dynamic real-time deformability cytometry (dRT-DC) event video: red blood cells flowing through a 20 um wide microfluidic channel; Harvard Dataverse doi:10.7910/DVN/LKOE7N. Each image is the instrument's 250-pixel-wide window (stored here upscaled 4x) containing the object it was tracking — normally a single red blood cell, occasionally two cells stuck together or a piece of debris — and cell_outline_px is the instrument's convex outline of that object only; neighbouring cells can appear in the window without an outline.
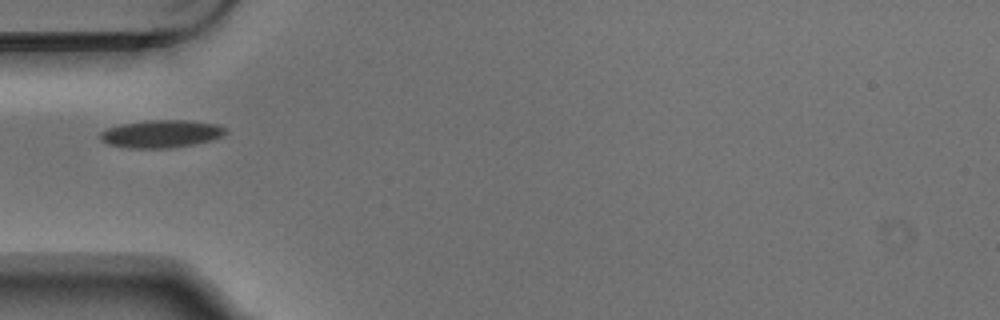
{"species": "Egyptian fruit bat (a non-hibernating species)", "species_latin": "Rousettus aegyptiacus", "temperature_condition": "warm", "stored_images_in_passage": 1, "camera_frame_rate_fps": 3000, "um_per_image_px": 0.085, "animal": {"sex": "male"}, "frame": {"image": 1, "passage_image": 1, "time_ms": 0.0, "image_size_px": [1000, 320], "cell_outline_px": [[228, 132], [212, 140], [172, 148], [128, 148], [108, 144], [100, 140], [100, 132], [108, 128], [120, 124], [148, 120], [188, 120], [220, 124], [228, 128]], "centroid_in_image_um": [13.73, 11.37], "position_along_channel_um": 71.3, "area_um2": 20.4}}